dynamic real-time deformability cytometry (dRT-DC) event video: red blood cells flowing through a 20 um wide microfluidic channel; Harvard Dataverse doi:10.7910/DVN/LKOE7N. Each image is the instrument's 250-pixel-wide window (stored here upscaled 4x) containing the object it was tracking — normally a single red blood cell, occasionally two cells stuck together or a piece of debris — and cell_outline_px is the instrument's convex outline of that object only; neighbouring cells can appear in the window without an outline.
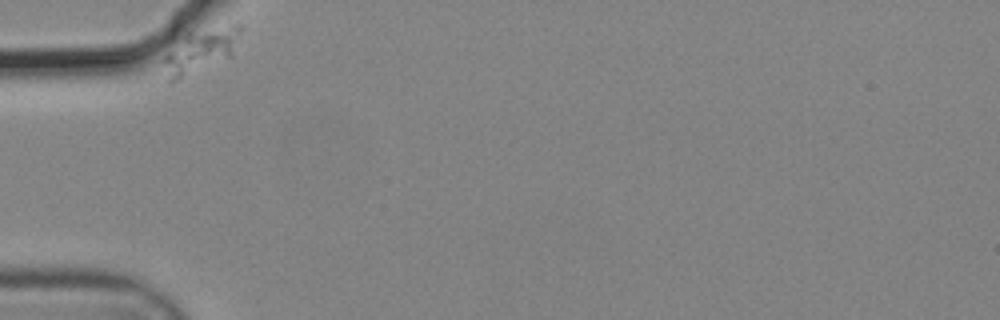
{"species": "common noctule bat (a hibernating species)", "species_latin": "Nyctalus noctula", "temperature_condition": "cold", "stored_images_in_passage": 42, "camera_frame_rate_fps": 3000, "um_per_image_px": 0.085, "animal": {"sex": "male", "body_mass_g": 19.2, "forearm_length_mm": 51.8}, "frame": {"image": 1, "passage_image": 1, "time_ms": 0.0, "image_size_px": [1000, 320], "cell_outline_px": [[244, 28], [232, 56], [172, 84], [168, 84], [164, 60], [164, 56], [188, 32], [232, 24], [244, 24]], "centroid_in_image_um": [17.11, 4.32], "position_along_channel_um": 67.9, "area_um2": 19.88}}
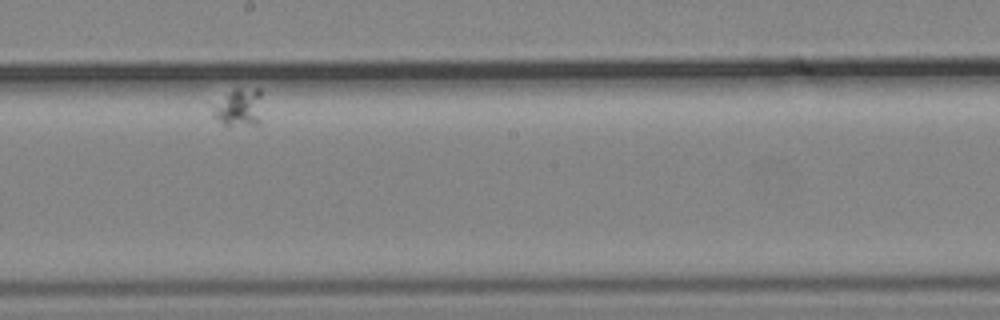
{"frame": {"image": 2, "passage_image": 24, "time_ms": 7.667, "image_size_px": [1000, 320], "cell_outline_px": [[260, 124], [228, 128], [212, 116], [212, 112], [236, 88], [260, 88]], "centroid_in_image_um": [20.38, 9.22], "position_along_channel_um": 227.8, "area_um2": 10.64}}
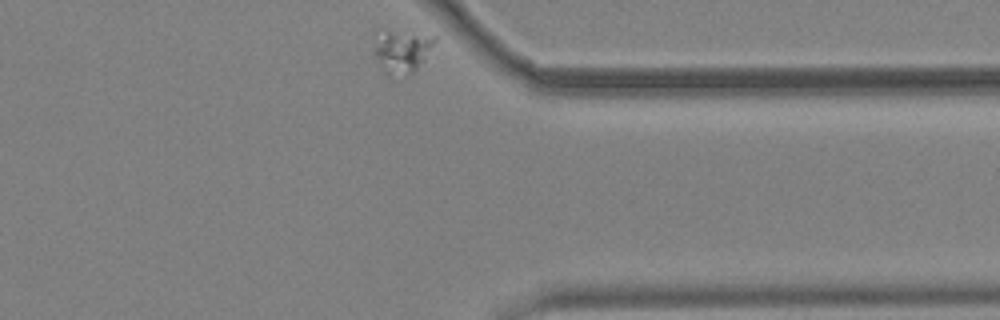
{"frame": {"image": 3, "passage_image": 42, "time_ms": 13.667, "image_size_px": [1000, 320], "cell_outline_px": [[436, 40], [416, 68], [412, 72], [388, 76], [376, 52], [376, 48], [384, 28], [436, 36]], "centroid_in_image_um": [34.22, 4.28], "position_along_channel_um": 377.2, "area_um2": 13.99}}